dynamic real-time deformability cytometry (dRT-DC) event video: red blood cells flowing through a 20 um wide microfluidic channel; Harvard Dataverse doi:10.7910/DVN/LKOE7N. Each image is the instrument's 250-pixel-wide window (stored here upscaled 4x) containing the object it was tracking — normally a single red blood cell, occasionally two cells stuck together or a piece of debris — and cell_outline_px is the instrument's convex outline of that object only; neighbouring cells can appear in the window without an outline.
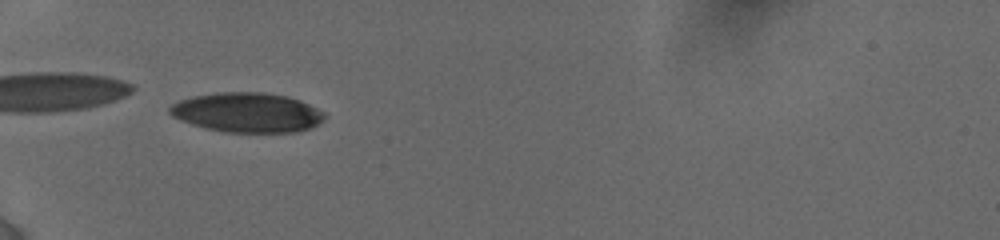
{"species": "human", "species_latin": "Homo sapiens", "temperature_condition": "cold", "stored_images_in_passage": 9, "camera_frame_rate_fps": 3000, "um_per_image_px": 0.085, "donor": {"sex": "female"}, "frame": {"image": 1, "passage_image": 4, "time_ms": 2.0, "image_size_px": [1000, 240], "cell_outline_px": [[324, 120], [308, 128], [296, 132], [224, 132], [192, 124], [180, 120], [172, 116], [168, 112], [168, 108], [172, 104], [180, 100], [192, 96], [216, 92], [264, 92], [288, 96], [300, 100], [324, 112]], "centroid_in_image_um": [20.98, 9.55], "position_along_channel_um": 64.0, "area_um2": 35.72}}
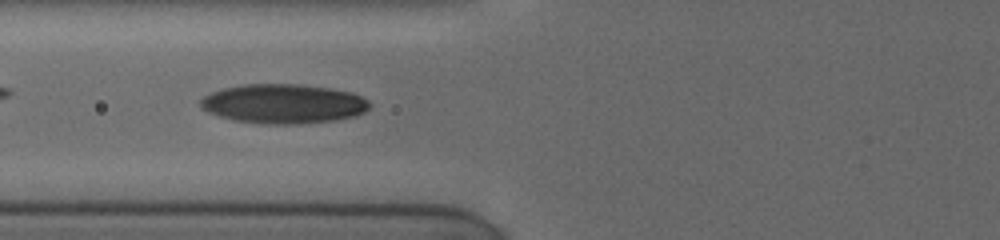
{"frame": {"image": 2, "passage_image": 6, "time_ms": 3.333, "image_size_px": [1000, 240], "cell_outline_px": [[372, 104], [364, 112], [356, 116], [336, 120], [300, 124], [264, 124], [236, 120], [220, 116], [208, 112], [200, 108], [200, 100], [204, 96], [212, 92], [224, 88], [244, 84], [300, 84], [328, 88], [352, 92], [368, 100]], "centroid_in_image_um": [24.11, 8.82], "position_along_channel_um": 101.7, "area_um2": 38.9}}
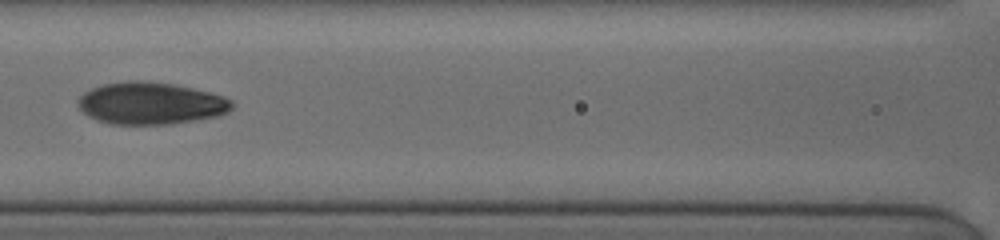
{"frame": {"image": 3, "passage_image": 8, "time_ms": 4.667, "image_size_px": [1000, 240], "cell_outline_px": [[232, 108], [228, 112], [220, 116], [196, 120], [168, 124], [112, 124], [96, 120], [88, 116], [80, 108], [76, 100], [84, 92], [92, 88], [104, 84], [128, 80], [136, 80], [172, 84], [212, 92], [224, 96], [232, 100]], "centroid_in_image_um": [12.82, 8.78], "position_along_channel_um": 153.8, "area_um2": 37.86}}